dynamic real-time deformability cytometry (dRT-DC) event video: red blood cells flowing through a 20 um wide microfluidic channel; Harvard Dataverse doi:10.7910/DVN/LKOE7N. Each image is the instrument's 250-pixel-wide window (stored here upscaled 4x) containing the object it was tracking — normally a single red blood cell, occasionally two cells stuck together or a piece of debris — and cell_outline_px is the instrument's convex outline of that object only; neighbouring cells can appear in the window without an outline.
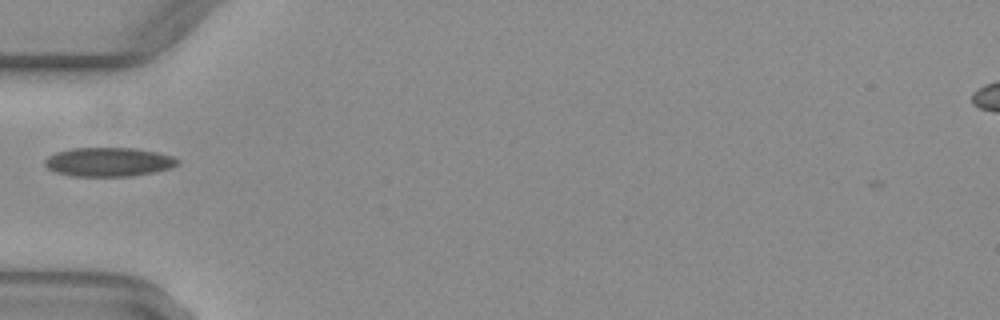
{"species": "common noctule bat (a hibernating species)", "species_latin": "Nyctalus noctula", "temperature_condition": "warm", "stored_images_in_passage": 7, "camera_frame_rate_fps": 3000, "um_per_image_px": 0.085, "animal": {"sex": "female", "body_mass_g": 29.2, "forearm_length_mm": 56.3}, "frame": {"image": 1, "passage_image": 3, "time_ms": 0.667, "image_size_px": [1000, 320], "cell_outline_px": [[180, 160], [172, 168], [132, 176], [72, 176], [56, 172], [48, 168], [44, 164], [44, 160], [48, 156], [56, 152], [72, 148], [136, 148], [160, 152], [172, 156]], "centroid_in_image_um": [9.24, 13.76], "position_along_channel_um": 75.8, "area_um2": 22.48}}